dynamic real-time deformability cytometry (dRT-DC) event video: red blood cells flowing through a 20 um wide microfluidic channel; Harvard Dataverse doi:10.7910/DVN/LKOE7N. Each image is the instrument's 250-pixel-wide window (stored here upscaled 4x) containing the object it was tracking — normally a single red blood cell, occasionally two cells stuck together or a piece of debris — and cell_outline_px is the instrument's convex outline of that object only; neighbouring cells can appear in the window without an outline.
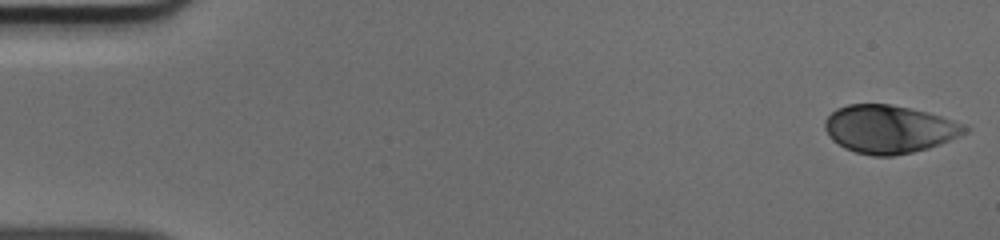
{"species": "human", "species_latin": "Homo sapiens", "temperature_condition": "cold", "stored_images_in_passage": 50, "camera_frame_rate_fps": 3000, "um_per_image_px": 0.085, "donor": {"sex": "male"}, "frame": {"image": 1, "passage_image": 1, "time_ms": 0.0, "image_size_px": [1000, 240], "cell_outline_px": [[968, 128], [964, 132], [948, 140], [928, 148], [912, 152], [892, 156], [872, 156], [856, 152], [844, 148], [832, 140], [824, 128], [824, 120], [836, 108], [848, 104], [892, 104], [928, 112], [952, 120]], "centroid_in_image_um": [75.5, 10.97], "position_along_channel_um": 9.5, "area_um2": 38.78}}
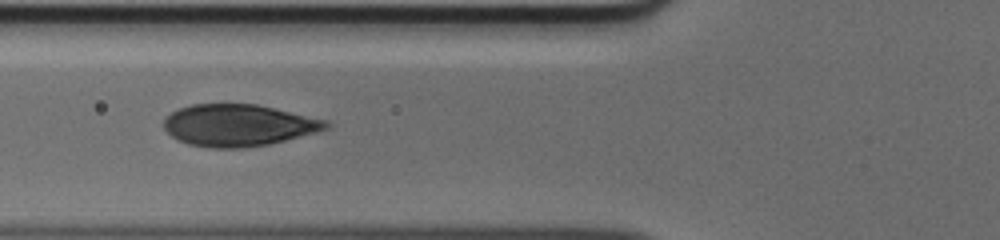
{"frame": {"image": 2, "passage_image": 19, "time_ms": 6.0, "image_size_px": [1000, 240], "cell_outline_px": [[332, 124], [328, 128], [316, 132], [268, 144], [244, 148], [208, 148], [188, 144], [176, 140], [164, 128], [164, 116], [180, 108], [192, 104], [256, 104], [328, 120]], "centroid_in_image_um": [20.25, 10.65], "position_along_channel_um": 105.6, "area_um2": 39.59}}
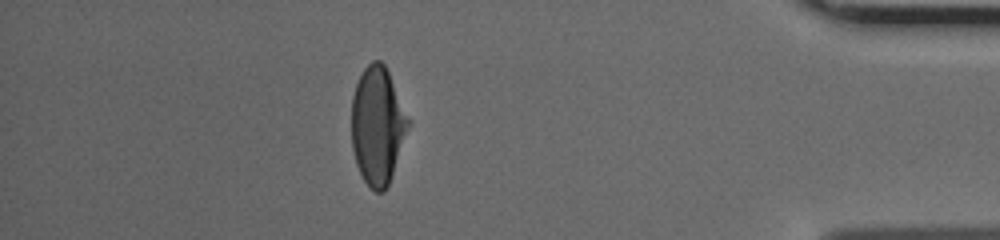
{"frame": {"image": 3, "passage_image": 44, "time_ms": 14.333, "image_size_px": [1000, 240], "cell_outline_px": [[408, 124], [388, 184], [384, 192], [376, 192], [364, 180], [356, 164], [352, 148], [352, 96], [356, 84], [364, 68], [372, 60], [380, 60], [384, 64], [388, 72], [408, 120]], "centroid_in_image_um": [32.03, 10.66], "position_along_channel_um": 403.2, "area_um2": 37.57}}